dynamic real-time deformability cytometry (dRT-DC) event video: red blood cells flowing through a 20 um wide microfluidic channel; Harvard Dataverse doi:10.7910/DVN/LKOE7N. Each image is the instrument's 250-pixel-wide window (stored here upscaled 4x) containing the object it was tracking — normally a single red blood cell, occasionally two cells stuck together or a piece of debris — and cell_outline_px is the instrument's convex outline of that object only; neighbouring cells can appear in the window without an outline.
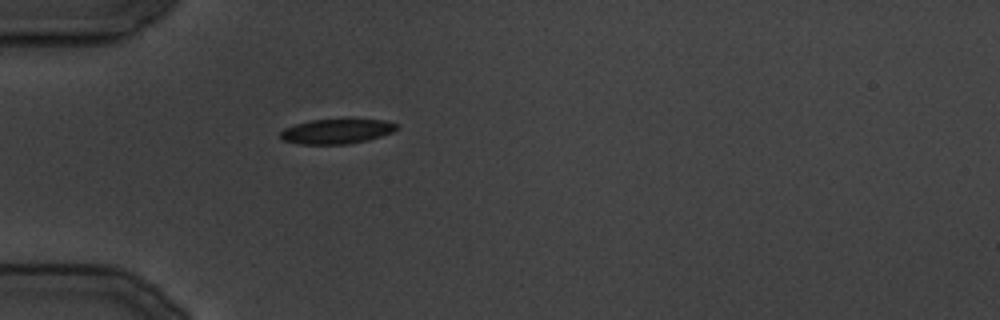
{"species": "common noctule bat (a hibernating species)", "species_latin": "Nyctalus noctula", "temperature_condition": "cold", "stored_images_in_passage": 24, "camera_frame_rate_fps": 3000, "um_per_image_px": 0.085, "animal": {"sex": "male", "body_mass_g": 19.5, "forearm_length_mm": 54.6}, "frame": {"image": 1, "passage_image": 1, "time_ms": 0.0, "image_size_px": [1000, 320], "cell_outline_px": [[396, 128], [392, 132], [368, 140], [348, 144], [300, 144], [284, 140], [280, 136], [280, 132], [284, 128], [296, 124], [312, 120], [352, 116], [384, 120], [396, 124]], "centroid_in_image_um": [28.65, 11.11], "position_along_channel_um": 56.4, "area_um2": 17.46}}
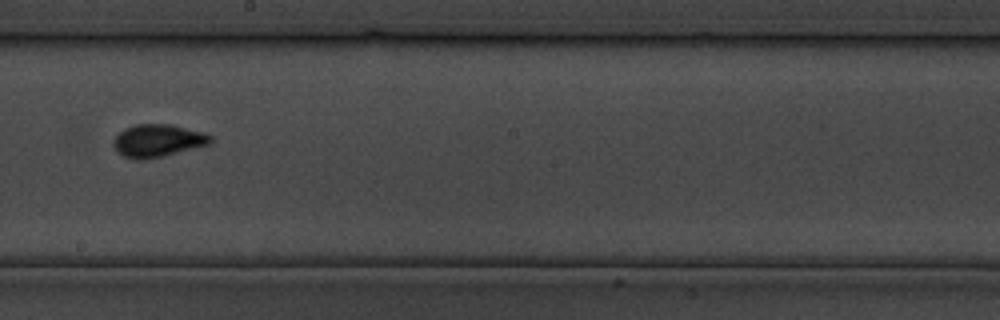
{"frame": {"image": 2, "passage_image": 10, "time_ms": 11.667, "image_size_px": [1000, 320], "cell_outline_px": [[212, 144], [164, 156], [124, 156], [116, 152], [112, 144], [112, 140], [124, 128], [136, 124], [172, 124], [204, 132], [212, 136]], "centroid_in_image_um": [13.46, 11.9], "position_along_channel_um": 234.7, "area_um2": 18.15}}
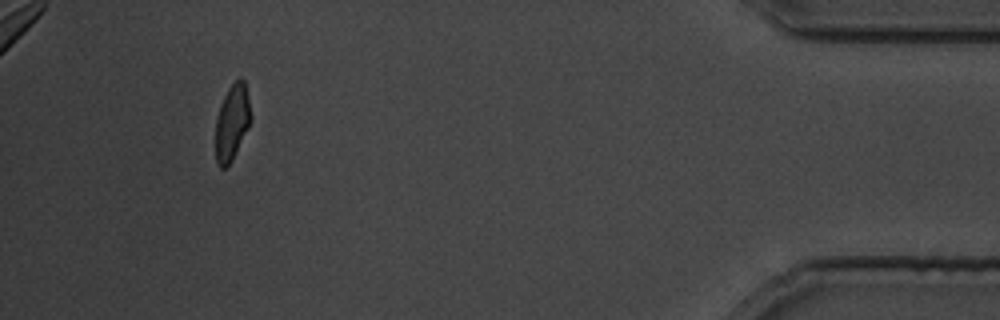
{"frame": {"image": 3, "passage_image": 22, "time_ms": 26.667, "image_size_px": [1000, 320], "cell_outline_px": [[252, 120], [232, 160], [224, 168], [220, 168], [216, 164], [216, 116], [220, 104], [228, 88], [240, 76], [244, 80], [248, 96], [252, 116]], "centroid_in_image_um": [19.73, 10.38], "position_along_channel_um": 415.5, "area_um2": 15.66}}